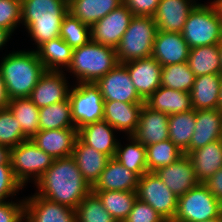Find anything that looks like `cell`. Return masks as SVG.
<instances>
[{"label": "cell", "instance_id": "obj_6", "mask_svg": "<svg viewBox=\"0 0 222 222\" xmlns=\"http://www.w3.org/2000/svg\"><path fill=\"white\" fill-rule=\"evenodd\" d=\"M181 34L189 48L219 44L222 40V20L210 5L198 3L187 17Z\"/></svg>", "mask_w": 222, "mask_h": 222}, {"label": "cell", "instance_id": "obj_51", "mask_svg": "<svg viewBox=\"0 0 222 222\" xmlns=\"http://www.w3.org/2000/svg\"><path fill=\"white\" fill-rule=\"evenodd\" d=\"M211 3L214 5L220 19L222 20V0H214Z\"/></svg>", "mask_w": 222, "mask_h": 222}, {"label": "cell", "instance_id": "obj_30", "mask_svg": "<svg viewBox=\"0 0 222 222\" xmlns=\"http://www.w3.org/2000/svg\"><path fill=\"white\" fill-rule=\"evenodd\" d=\"M36 52L45 70L63 71L62 67L67 70L71 63L73 49L59 36L42 44Z\"/></svg>", "mask_w": 222, "mask_h": 222}, {"label": "cell", "instance_id": "obj_24", "mask_svg": "<svg viewBox=\"0 0 222 222\" xmlns=\"http://www.w3.org/2000/svg\"><path fill=\"white\" fill-rule=\"evenodd\" d=\"M114 131L116 130L109 123L101 120L79 128L77 137L86 145L113 158L118 144Z\"/></svg>", "mask_w": 222, "mask_h": 222}, {"label": "cell", "instance_id": "obj_27", "mask_svg": "<svg viewBox=\"0 0 222 222\" xmlns=\"http://www.w3.org/2000/svg\"><path fill=\"white\" fill-rule=\"evenodd\" d=\"M146 106L167 115L182 113L192 108L191 94L160 86L144 102Z\"/></svg>", "mask_w": 222, "mask_h": 222}, {"label": "cell", "instance_id": "obj_26", "mask_svg": "<svg viewBox=\"0 0 222 222\" xmlns=\"http://www.w3.org/2000/svg\"><path fill=\"white\" fill-rule=\"evenodd\" d=\"M188 156L197 180L203 183L222 168V139L191 151Z\"/></svg>", "mask_w": 222, "mask_h": 222}, {"label": "cell", "instance_id": "obj_34", "mask_svg": "<svg viewBox=\"0 0 222 222\" xmlns=\"http://www.w3.org/2000/svg\"><path fill=\"white\" fill-rule=\"evenodd\" d=\"M95 194L102 201L103 207L117 222L125 220L137 199L136 191L97 190Z\"/></svg>", "mask_w": 222, "mask_h": 222}, {"label": "cell", "instance_id": "obj_13", "mask_svg": "<svg viewBox=\"0 0 222 222\" xmlns=\"http://www.w3.org/2000/svg\"><path fill=\"white\" fill-rule=\"evenodd\" d=\"M26 222H76L75 210L37 194L24 199Z\"/></svg>", "mask_w": 222, "mask_h": 222}, {"label": "cell", "instance_id": "obj_8", "mask_svg": "<svg viewBox=\"0 0 222 222\" xmlns=\"http://www.w3.org/2000/svg\"><path fill=\"white\" fill-rule=\"evenodd\" d=\"M54 159L39 149L31 139L11 148L10 152V162L15 178L23 187L32 178L36 182L53 164Z\"/></svg>", "mask_w": 222, "mask_h": 222}, {"label": "cell", "instance_id": "obj_15", "mask_svg": "<svg viewBox=\"0 0 222 222\" xmlns=\"http://www.w3.org/2000/svg\"><path fill=\"white\" fill-rule=\"evenodd\" d=\"M123 65L140 98L145 100L161 86L162 66L153 58L136 59Z\"/></svg>", "mask_w": 222, "mask_h": 222}, {"label": "cell", "instance_id": "obj_21", "mask_svg": "<svg viewBox=\"0 0 222 222\" xmlns=\"http://www.w3.org/2000/svg\"><path fill=\"white\" fill-rule=\"evenodd\" d=\"M77 138L76 127L64 129L39 130L31 140L53 158L72 156L73 147Z\"/></svg>", "mask_w": 222, "mask_h": 222}, {"label": "cell", "instance_id": "obj_18", "mask_svg": "<svg viewBox=\"0 0 222 222\" xmlns=\"http://www.w3.org/2000/svg\"><path fill=\"white\" fill-rule=\"evenodd\" d=\"M196 5L195 0H160L153 16L158 30L181 33Z\"/></svg>", "mask_w": 222, "mask_h": 222}, {"label": "cell", "instance_id": "obj_37", "mask_svg": "<svg viewBox=\"0 0 222 222\" xmlns=\"http://www.w3.org/2000/svg\"><path fill=\"white\" fill-rule=\"evenodd\" d=\"M170 139L146 146V162L148 172H155L158 169L174 163L183 155Z\"/></svg>", "mask_w": 222, "mask_h": 222}, {"label": "cell", "instance_id": "obj_50", "mask_svg": "<svg viewBox=\"0 0 222 222\" xmlns=\"http://www.w3.org/2000/svg\"><path fill=\"white\" fill-rule=\"evenodd\" d=\"M12 33L6 29L0 28V49L7 43L8 39H10Z\"/></svg>", "mask_w": 222, "mask_h": 222}, {"label": "cell", "instance_id": "obj_42", "mask_svg": "<svg viewBox=\"0 0 222 222\" xmlns=\"http://www.w3.org/2000/svg\"><path fill=\"white\" fill-rule=\"evenodd\" d=\"M22 23L21 0H0V28L13 33Z\"/></svg>", "mask_w": 222, "mask_h": 222}, {"label": "cell", "instance_id": "obj_33", "mask_svg": "<svg viewBox=\"0 0 222 222\" xmlns=\"http://www.w3.org/2000/svg\"><path fill=\"white\" fill-rule=\"evenodd\" d=\"M8 108L20 123L27 139H31L40 130L39 108L28 97L10 99Z\"/></svg>", "mask_w": 222, "mask_h": 222}, {"label": "cell", "instance_id": "obj_39", "mask_svg": "<svg viewBox=\"0 0 222 222\" xmlns=\"http://www.w3.org/2000/svg\"><path fill=\"white\" fill-rule=\"evenodd\" d=\"M75 214L76 222H117L92 192L78 204Z\"/></svg>", "mask_w": 222, "mask_h": 222}, {"label": "cell", "instance_id": "obj_35", "mask_svg": "<svg viewBox=\"0 0 222 222\" xmlns=\"http://www.w3.org/2000/svg\"><path fill=\"white\" fill-rule=\"evenodd\" d=\"M130 144L123 147L119 142L115 151V158L128 170L135 172L139 177L148 172L146 162V147L133 135L128 136Z\"/></svg>", "mask_w": 222, "mask_h": 222}, {"label": "cell", "instance_id": "obj_48", "mask_svg": "<svg viewBox=\"0 0 222 222\" xmlns=\"http://www.w3.org/2000/svg\"><path fill=\"white\" fill-rule=\"evenodd\" d=\"M10 98L7 93L5 82L0 69V110L8 108Z\"/></svg>", "mask_w": 222, "mask_h": 222}, {"label": "cell", "instance_id": "obj_5", "mask_svg": "<svg viewBox=\"0 0 222 222\" xmlns=\"http://www.w3.org/2000/svg\"><path fill=\"white\" fill-rule=\"evenodd\" d=\"M158 27L151 16H133L130 25L116 47V56L123 64L136 59L152 57Z\"/></svg>", "mask_w": 222, "mask_h": 222}, {"label": "cell", "instance_id": "obj_38", "mask_svg": "<svg viewBox=\"0 0 222 222\" xmlns=\"http://www.w3.org/2000/svg\"><path fill=\"white\" fill-rule=\"evenodd\" d=\"M195 74L186 62L162 66L161 86L190 93L195 81Z\"/></svg>", "mask_w": 222, "mask_h": 222}, {"label": "cell", "instance_id": "obj_14", "mask_svg": "<svg viewBox=\"0 0 222 222\" xmlns=\"http://www.w3.org/2000/svg\"><path fill=\"white\" fill-rule=\"evenodd\" d=\"M63 71L46 70L28 97L36 107L42 108L69 99L68 81Z\"/></svg>", "mask_w": 222, "mask_h": 222}, {"label": "cell", "instance_id": "obj_52", "mask_svg": "<svg viewBox=\"0 0 222 222\" xmlns=\"http://www.w3.org/2000/svg\"><path fill=\"white\" fill-rule=\"evenodd\" d=\"M218 110L222 113V77H221V85H220V93H219Z\"/></svg>", "mask_w": 222, "mask_h": 222}, {"label": "cell", "instance_id": "obj_46", "mask_svg": "<svg viewBox=\"0 0 222 222\" xmlns=\"http://www.w3.org/2000/svg\"><path fill=\"white\" fill-rule=\"evenodd\" d=\"M160 0H123L134 16L153 17Z\"/></svg>", "mask_w": 222, "mask_h": 222}, {"label": "cell", "instance_id": "obj_31", "mask_svg": "<svg viewBox=\"0 0 222 222\" xmlns=\"http://www.w3.org/2000/svg\"><path fill=\"white\" fill-rule=\"evenodd\" d=\"M187 63L196 77L207 74H221L219 44L191 48Z\"/></svg>", "mask_w": 222, "mask_h": 222}, {"label": "cell", "instance_id": "obj_44", "mask_svg": "<svg viewBox=\"0 0 222 222\" xmlns=\"http://www.w3.org/2000/svg\"><path fill=\"white\" fill-rule=\"evenodd\" d=\"M22 188V184L15 178L11 164L0 165V202L15 196Z\"/></svg>", "mask_w": 222, "mask_h": 222}, {"label": "cell", "instance_id": "obj_19", "mask_svg": "<svg viewBox=\"0 0 222 222\" xmlns=\"http://www.w3.org/2000/svg\"><path fill=\"white\" fill-rule=\"evenodd\" d=\"M169 115L143 104L133 136L145 147L169 139Z\"/></svg>", "mask_w": 222, "mask_h": 222}, {"label": "cell", "instance_id": "obj_49", "mask_svg": "<svg viewBox=\"0 0 222 222\" xmlns=\"http://www.w3.org/2000/svg\"><path fill=\"white\" fill-rule=\"evenodd\" d=\"M11 149L8 146L0 144V165L11 164L10 162Z\"/></svg>", "mask_w": 222, "mask_h": 222}, {"label": "cell", "instance_id": "obj_32", "mask_svg": "<svg viewBox=\"0 0 222 222\" xmlns=\"http://www.w3.org/2000/svg\"><path fill=\"white\" fill-rule=\"evenodd\" d=\"M196 125V110L169 115V139L180 148L183 153L189 148Z\"/></svg>", "mask_w": 222, "mask_h": 222}, {"label": "cell", "instance_id": "obj_2", "mask_svg": "<svg viewBox=\"0 0 222 222\" xmlns=\"http://www.w3.org/2000/svg\"><path fill=\"white\" fill-rule=\"evenodd\" d=\"M22 23L37 49L60 36L63 18L68 13L65 0H21Z\"/></svg>", "mask_w": 222, "mask_h": 222}, {"label": "cell", "instance_id": "obj_20", "mask_svg": "<svg viewBox=\"0 0 222 222\" xmlns=\"http://www.w3.org/2000/svg\"><path fill=\"white\" fill-rule=\"evenodd\" d=\"M222 139V113L218 109L196 110V125L189 148L184 152L204 147L208 143Z\"/></svg>", "mask_w": 222, "mask_h": 222}, {"label": "cell", "instance_id": "obj_45", "mask_svg": "<svg viewBox=\"0 0 222 222\" xmlns=\"http://www.w3.org/2000/svg\"><path fill=\"white\" fill-rule=\"evenodd\" d=\"M24 221V200L19 203L13 201L0 202V222H23Z\"/></svg>", "mask_w": 222, "mask_h": 222}, {"label": "cell", "instance_id": "obj_25", "mask_svg": "<svg viewBox=\"0 0 222 222\" xmlns=\"http://www.w3.org/2000/svg\"><path fill=\"white\" fill-rule=\"evenodd\" d=\"M72 157L82 176L92 186L105 169L110 157L83 143L78 137L75 140Z\"/></svg>", "mask_w": 222, "mask_h": 222}, {"label": "cell", "instance_id": "obj_29", "mask_svg": "<svg viewBox=\"0 0 222 222\" xmlns=\"http://www.w3.org/2000/svg\"><path fill=\"white\" fill-rule=\"evenodd\" d=\"M123 4V0H72L68 13L92 27L98 20Z\"/></svg>", "mask_w": 222, "mask_h": 222}, {"label": "cell", "instance_id": "obj_22", "mask_svg": "<svg viewBox=\"0 0 222 222\" xmlns=\"http://www.w3.org/2000/svg\"><path fill=\"white\" fill-rule=\"evenodd\" d=\"M139 176L115 158H110L99 178L92 185V193L104 191H136Z\"/></svg>", "mask_w": 222, "mask_h": 222}, {"label": "cell", "instance_id": "obj_53", "mask_svg": "<svg viewBox=\"0 0 222 222\" xmlns=\"http://www.w3.org/2000/svg\"><path fill=\"white\" fill-rule=\"evenodd\" d=\"M199 222H222V215L209 221H199Z\"/></svg>", "mask_w": 222, "mask_h": 222}, {"label": "cell", "instance_id": "obj_54", "mask_svg": "<svg viewBox=\"0 0 222 222\" xmlns=\"http://www.w3.org/2000/svg\"><path fill=\"white\" fill-rule=\"evenodd\" d=\"M219 52H220V59H221V66H222V40L219 43ZM221 74H222V71H221Z\"/></svg>", "mask_w": 222, "mask_h": 222}, {"label": "cell", "instance_id": "obj_36", "mask_svg": "<svg viewBox=\"0 0 222 222\" xmlns=\"http://www.w3.org/2000/svg\"><path fill=\"white\" fill-rule=\"evenodd\" d=\"M75 127L69 99L39 108V129L52 130Z\"/></svg>", "mask_w": 222, "mask_h": 222}, {"label": "cell", "instance_id": "obj_10", "mask_svg": "<svg viewBox=\"0 0 222 222\" xmlns=\"http://www.w3.org/2000/svg\"><path fill=\"white\" fill-rule=\"evenodd\" d=\"M136 194L137 199L151 205L167 222L173 221L178 197L155 172H146L139 177Z\"/></svg>", "mask_w": 222, "mask_h": 222}, {"label": "cell", "instance_id": "obj_3", "mask_svg": "<svg viewBox=\"0 0 222 222\" xmlns=\"http://www.w3.org/2000/svg\"><path fill=\"white\" fill-rule=\"evenodd\" d=\"M0 69L10 99L29 97L46 71L36 51H14L2 58Z\"/></svg>", "mask_w": 222, "mask_h": 222}, {"label": "cell", "instance_id": "obj_16", "mask_svg": "<svg viewBox=\"0 0 222 222\" xmlns=\"http://www.w3.org/2000/svg\"><path fill=\"white\" fill-rule=\"evenodd\" d=\"M155 173L177 197L184 195L200 183L196 178L193 164L186 154Z\"/></svg>", "mask_w": 222, "mask_h": 222}, {"label": "cell", "instance_id": "obj_7", "mask_svg": "<svg viewBox=\"0 0 222 222\" xmlns=\"http://www.w3.org/2000/svg\"><path fill=\"white\" fill-rule=\"evenodd\" d=\"M222 215V203L203 184L178 197L177 212L172 222L209 221Z\"/></svg>", "mask_w": 222, "mask_h": 222}, {"label": "cell", "instance_id": "obj_41", "mask_svg": "<svg viewBox=\"0 0 222 222\" xmlns=\"http://www.w3.org/2000/svg\"><path fill=\"white\" fill-rule=\"evenodd\" d=\"M25 140L22 127L9 108L0 110V144L11 149Z\"/></svg>", "mask_w": 222, "mask_h": 222}, {"label": "cell", "instance_id": "obj_28", "mask_svg": "<svg viewBox=\"0 0 222 222\" xmlns=\"http://www.w3.org/2000/svg\"><path fill=\"white\" fill-rule=\"evenodd\" d=\"M222 74L200 75L195 78L191 94L194 110L218 109Z\"/></svg>", "mask_w": 222, "mask_h": 222}, {"label": "cell", "instance_id": "obj_9", "mask_svg": "<svg viewBox=\"0 0 222 222\" xmlns=\"http://www.w3.org/2000/svg\"><path fill=\"white\" fill-rule=\"evenodd\" d=\"M72 121L79 128L103 120L104 100L95 83H77L69 93Z\"/></svg>", "mask_w": 222, "mask_h": 222}, {"label": "cell", "instance_id": "obj_17", "mask_svg": "<svg viewBox=\"0 0 222 222\" xmlns=\"http://www.w3.org/2000/svg\"><path fill=\"white\" fill-rule=\"evenodd\" d=\"M189 50L188 43L181 33L158 30L153 44L152 57L161 66L179 64L188 60Z\"/></svg>", "mask_w": 222, "mask_h": 222}, {"label": "cell", "instance_id": "obj_23", "mask_svg": "<svg viewBox=\"0 0 222 222\" xmlns=\"http://www.w3.org/2000/svg\"><path fill=\"white\" fill-rule=\"evenodd\" d=\"M143 104H130L120 101H104L103 120L115 130L133 135L138 127L139 115Z\"/></svg>", "mask_w": 222, "mask_h": 222}, {"label": "cell", "instance_id": "obj_43", "mask_svg": "<svg viewBox=\"0 0 222 222\" xmlns=\"http://www.w3.org/2000/svg\"><path fill=\"white\" fill-rule=\"evenodd\" d=\"M123 222H167L151 205L139 199Z\"/></svg>", "mask_w": 222, "mask_h": 222}, {"label": "cell", "instance_id": "obj_12", "mask_svg": "<svg viewBox=\"0 0 222 222\" xmlns=\"http://www.w3.org/2000/svg\"><path fill=\"white\" fill-rule=\"evenodd\" d=\"M133 16L128 7L122 4L91 27V40L116 49Z\"/></svg>", "mask_w": 222, "mask_h": 222}, {"label": "cell", "instance_id": "obj_11", "mask_svg": "<svg viewBox=\"0 0 222 222\" xmlns=\"http://www.w3.org/2000/svg\"><path fill=\"white\" fill-rule=\"evenodd\" d=\"M95 84L99 87L104 101L144 104V101L135 90L127 68L121 63L116 65Z\"/></svg>", "mask_w": 222, "mask_h": 222}, {"label": "cell", "instance_id": "obj_47", "mask_svg": "<svg viewBox=\"0 0 222 222\" xmlns=\"http://www.w3.org/2000/svg\"><path fill=\"white\" fill-rule=\"evenodd\" d=\"M203 184L222 203V168L203 182Z\"/></svg>", "mask_w": 222, "mask_h": 222}, {"label": "cell", "instance_id": "obj_40", "mask_svg": "<svg viewBox=\"0 0 222 222\" xmlns=\"http://www.w3.org/2000/svg\"><path fill=\"white\" fill-rule=\"evenodd\" d=\"M60 37L72 48H79L91 40V27L67 13L63 18Z\"/></svg>", "mask_w": 222, "mask_h": 222}, {"label": "cell", "instance_id": "obj_1", "mask_svg": "<svg viewBox=\"0 0 222 222\" xmlns=\"http://www.w3.org/2000/svg\"><path fill=\"white\" fill-rule=\"evenodd\" d=\"M34 183L38 189L35 194L74 210L92 192V186L82 176L72 156L54 159Z\"/></svg>", "mask_w": 222, "mask_h": 222}, {"label": "cell", "instance_id": "obj_4", "mask_svg": "<svg viewBox=\"0 0 222 222\" xmlns=\"http://www.w3.org/2000/svg\"><path fill=\"white\" fill-rule=\"evenodd\" d=\"M118 64L115 48L90 40L73 49L67 70L75 75L77 83H96Z\"/></svg>", "mask_w": 222, "mask_h": 222}]
</instances>
